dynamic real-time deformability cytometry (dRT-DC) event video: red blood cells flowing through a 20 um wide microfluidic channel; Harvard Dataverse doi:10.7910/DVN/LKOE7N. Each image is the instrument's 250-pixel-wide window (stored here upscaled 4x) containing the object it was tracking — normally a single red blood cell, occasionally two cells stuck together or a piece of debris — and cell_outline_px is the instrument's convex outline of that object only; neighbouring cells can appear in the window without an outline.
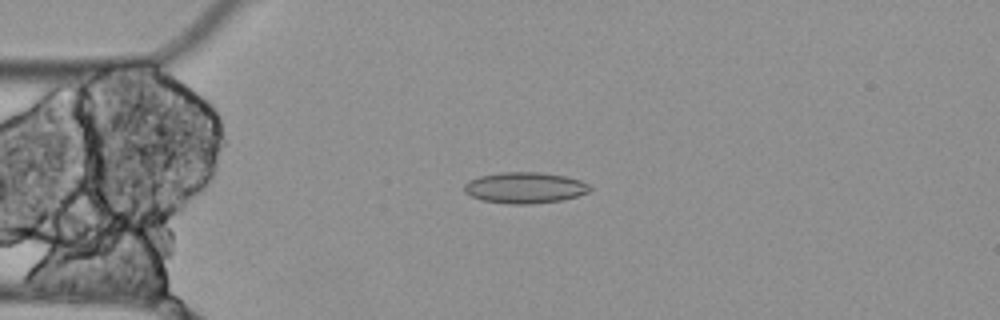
{"species": "Egyptian fruit bat (a non-hibernating species)", "species_latin": "Rousettus aegyptiacus", "temperature_condition": "cold", "stored_images_in_passage": 4, "camera_frame_rate_fps": 3000, "um_per_image_px": 0.085, "animal": {"sex": "female"}, "frame": {"image": 1, "passage_image": 3, "time_ms": 0.667, "image_size_px": [1000, 320], "cell_outline_px": [[592, 188], [588, 192], [576, 196], [560, 200], [528, 204], [508, 204], [480, 200], [464, 192], [464, 184], [468, 180], [480, 176], [500, 172], [540, 172], [564, 176], [580, 180], [588, 184]], "centroid_in_image_um": [44.57, 15.95], "position_along_channel_um": 40.4, "area_um2": 22.72}}